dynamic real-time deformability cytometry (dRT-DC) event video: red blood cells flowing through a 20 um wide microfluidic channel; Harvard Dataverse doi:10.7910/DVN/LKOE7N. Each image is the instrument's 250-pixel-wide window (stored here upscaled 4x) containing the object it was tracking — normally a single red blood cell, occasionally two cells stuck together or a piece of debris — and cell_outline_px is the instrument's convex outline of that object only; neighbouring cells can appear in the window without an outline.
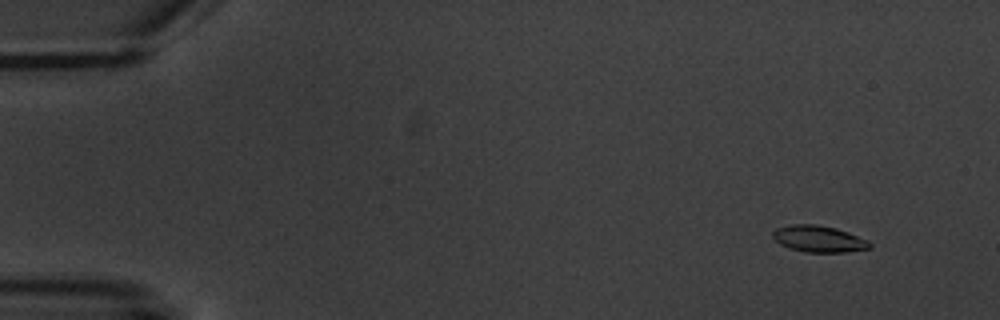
{"species": "common noctule bat (a hibernating species)", "species_latin": "Nyctalus noctula", "temperature_condition": "warm", "stored_images_in_passage": 5, "camera_frame_rate_fps": 3000, "um_per_image_px": 0.085, "animal": {"sex": "male", "body_mass_g": 20.1, "forearm_length_mm": 53.5}, "frame": {"image": 1, "passage_image": 2, "time_ms": 1.333, "image_size_px": [1000, 320], "cell_outline_px": [[872, 248], [844, 252], [804, 252], [788, 248], [780, 244], [772, 236], [772, 232], [776, 228], [792, 224], [816, 224], [836, 228], [848, 232], [868, 240], [872, 244]], "centroid_in_image_um": [69.6, 20.3], "position_along_channel_um": 15.4, "area_um2": 15.09}}
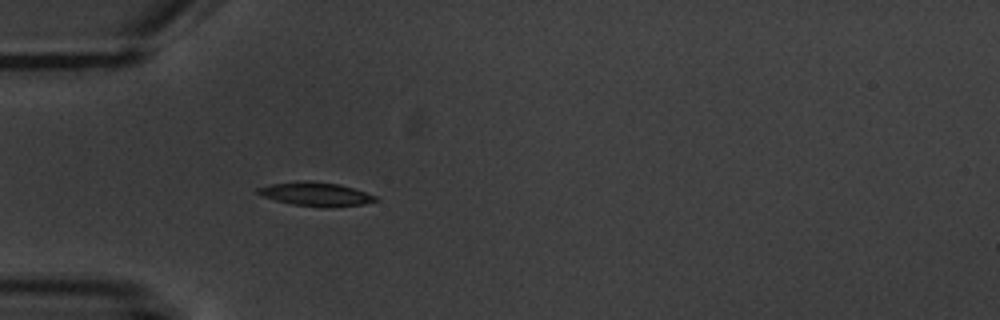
{"frame": {"image": 2, "passage_image": 5, "time_ms": 5.667, "image_size_px": [1000, 320], "cell_outline_px": [[376, 200], [364, 204], [332, 208], [292, 204], [276, 200], [264, 196], [256, 192], [256, 188], [272, 184], [300, 180], [308, 180], [340, 184], [376, 196]], "centroid_in_image_um": [26.83, 16.49], "position_along_channel_um": 58.2, "area_um2": 16.18}}